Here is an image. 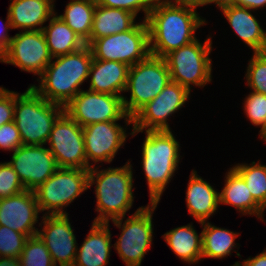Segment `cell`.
<instances>
[{
	"label": "cell",
	"mask_w": 266,
	"mask_h": 266,
	"mask_svg": "<svg viewBox=\"0 0 266 266\" xmlns=\"http://www.w3.org/2000/svg\"><path fill=\"white\" fill-rule=\"evenodd\" d=\"M89 46L93 59L118 61L131 67L150 55L147 22L143 20L128 31L95 39Z\"/></svg>",
	"instance_id": "9"
},
{
	"label": "cell",
	"mask_w": 266,
	"mask_h": 266,
	"mask_svg": "<svg viewBox=\"0 0 266 266\" xmlns=\"http://www.w3.org/2000/svg\"><path fill=\"white\" fill-rule=\"evenodd\" d=\"M44 228L37 235L45 243L55 266H73L77 245L68 214L43 215Z\"/></svg>",
	"instance_id": "16"
},
{
	"label": "cell",
	"mask_w": 266,
	"mask_h": 266,
	"mask_svg": "<svg viewBox=\"0 0 266 266\" xmlns=\"http://www.w3.org/2000/svg\"><path fill=\"white\" fill-rule=\"evenodd\" d=\"M198 6L184 2L156 0L146 19L149 29L150 55L164 57L188 45L205 20L196 13Z\"/></svg>",
	"instance_id": "1"
},
{
	"label": "cell",
	"mask_w": 266,
	"mask_h": 266,
	"mask_svg": "<svg viewBox=\"0 0 266 266\" xmlns=\"http://www.w3.org/2000/svg\"><path fill=\"white\" fill-rule=\"evenodd\" d=\"M244 110L255 126L261 125L260 137L266 136V94L252 91L244 101Z\"/></svg>",
	"instance_id": "32"
},
{
	"label": "cell",
	"mask_w": 266,
	"mask_h": 266,
	"mask_svg": "<svg viewBox=\"0 0 266 266\" xmlns=\"http://www.w3.org/2000/svg\"><path fill=\"white\" fill-rule=\"evenodd\" d=\"M190 91L174 81H169L161 93L146 103L133 116V136L138 132L171 130L167 117L177 112L189 99Z\"/></svg>",
	"instance_id": "13"
},
{
	"label": "cell",
	"mask_w": 266,
	"mask_h": 266,
	"mask_svg": "<svg viewBox=\"0 0 266 266\" xmlns=\"http://www.w3.org/2000/svg\"><path fill=\"white\" fill-rule=\"evenodd\" d=\"M130 66L118 62L93 59L89 76V90L105 94L120 95L125 92Z\"/></svg>",
	"instance_id": "20"
},
{
	"label": "cell",
	"mask_w": 266,
	"mask_h": 266,
	"mask_svg": "<svg viewBox=\"0 0 266 266\" xmlns=\"http://www.w3.org/2000/svg\"><path fill=\"white\" fill-rule=\"evenodd\" d=\"M28 238L25 234L0 225V256L19 258Z\"/></svg>",
	"instance_id": "34"
},
{
	"label": "cell",
	"mask_w": 266,
	"mask_h": 266,
	"mask_svg": "<svg viewBox=\"0 0 266 266\" xmlns=\"http://www.w3.org/2000/svg\"><path fill=\"white\" fill-rule=\"evenodd\" d=\"M239 266H266V249L256 257L244 260Z\"/></svg>",
	"instance_id": "41"
},
{
	"label": "cell",
	"mask_w": 266,
	"mask_h": 266,
	"mask_svg": "<svg viewBox=\"0 0 266 266\" xmlns=\"http://www.w3.org/2000/svg\"><path fill=\"white\" fill-rule=\"evenodd\" d=\"M64 112V106L49 102L31 86L16 93L14 122L23 145H43L48 142L53 124Z\"/></svg>",
	"instance_id": "5"
},
{
	"label": "cell",
	"mask_w": 266,
	"mask_h": 266,
	"mask_svg": "<svg viewBox=\"0 0 266 266\" xmlns=\"http://www.w3.org/2000/svg\"><path fill=\"white\" fill-rule=\"evenodd\" d=\"M233 0H211L210 3H215L218 7L226 4H231Z\"/></svg>",
	"instance_id": "44"
},
{
	"label": "cell",
	"mask_w": 266,
	"mask_h": 266,
	"mask_svg": "<svg viewBox=\"0 0 266 266\" xmlns=\"http://www.w3.org/2000/svg\"><path fill=\"white\" fill-rule=\"evenodd\" d=\"M239 262H235V264L233 266H239Z\"/></svg>",
	"instance_id": "45"
},
{
	"label": "cell",
	"mask_w": 266,
	"mask_h": 266,
	"mask_svg": "<svg viewBox=\"0 0 266 266\" xmlns=\"http://www.w3.org/2000/svg\"><path fill=\"white\" fill-rule=\"evenodd\" d=\"M236 34L254 53L266 52V31L246 7L226 4L219 7Z\"/></svg>",
	"instance_id": "19"
},
{
	"label": "cell",
	"mask_w": 266,
	"mask_h": 266,
	"mask_svg": "<svg viewBox=\"0 0 266 266\" xmlns=\"http://www.w3.org/2000/svg\"><path fill=\"white\" fill-rule=\"evenodd\" d=\"M26 190L34 191L59 168L49 147L22 145L9 162Z\"/></svg>",
	"instance_id": "15"
},
{
	"label": "cell",
	"mask_w": 266,
	"mask_h": 266,
	"mask_svg": "<svg viewBox=\"0 0 266 266\" xmlns=\"http://www.w3.org/2000/svg\"><path fill=\"white\" fill-rule=\"evenodd\" d=\"M52 58L43 31L28 30L12 37L9 46L0 55V62L40 76Z\"/></svg>",
	"instance_id": "14"
},
{
	"label": "cell",
	"mask_w": 266,
	"mask_h": 266,
	"mask_svg": "<svg viewBox=\"0 0 266 266\" xmlns=\"http://www.w3.org/2000/svg\"><path fill=\"white\" fill-rule=\"evenodd\" d=\"M40 213L34 191L23 192L0 199V225L7 226L28 237L37 235L34 227Z\"/></svg>",
	"instance_id": "18"
},
{
	"label": "cell",
	"mask_w": 266,
	"mask_h": 266,
	"mask_svg": "<svg viewBox=\"0 0 266 266\" xmlns=\"http://www.w3.org/2000/svg\"><path fill=\"white\" fill-rule=\"evenodd\" d=\"M43 33L52 57L66 55L80 50L85 42L56 13L48 26H43Z\"/></svg>",
	"instance_id": "26"
},
{
	"label": "cell",
	"mask_w": 266,
	"mask_h": 266,
	"mask_svg": "<svg viewBox=\"0 0 266 266\" xmlns=\"http://www.w3.org/2000/svg\"><path fill=\"white\" fill-rule=\"evenodd\" d=\"M117 121H105L83 127V137L87 158V170L92 165L89 161L110 163L118 149L126 141L127 133Z\"/></svg>",
	"instance_id": "17"
},
{
	"label": "cell",
	"mask_w": 266,
	"mask_h": 266,
	"mask_svg": "<svg viewBox=\"0 0 266 266\" xmlns=\"http://www.w3.org/2000/svg\"><path fill=\"white\" fill-rule=\"evenodd\" d=\"M0 266H20V261L16 257H0Z\"/></svg>",
	"instance_id": "42"
},
{
	"label": "cell",
	"mask_w": 266,
	"mask_h": 266,
	"mask_svg": "<svg viewBox=\"0 0 266 266\" xmlns=\"http://www.w3.org/2000/svg\"><path fill=\"white\" fill-rule=\"evenodd\" d=\"M24 185L9 162L0 163V199L23 192Z\"/></svg>",
	"instance_id": "35"
},
{
	"label": "cell",
	"mask_w": 266,
	"mask_h": 266,
	"mask_svg": "<svg viewBox=\"0 0 266 266\" xmlns=\"http://www.w3.org/2000/svg\"><path fill=\"white\" fill-rule=\"evenodd\" d=\"M171 81L167 64L162 57L149 55L145 60L130 67L125 91H130L128 101L123 96L127 115L133 116L146 103L158 96Z\"/></svg>",
	"instance_id": "6"
},
{
	"label": "cell",
	"mask_w": 266,
	"mask_h": 266,
	"mask_svg": "<svg viewBox=\"0 0 266 266\" xmlns=\"http://www.w3.org/2000/svg\"><path fill=\"white\" fill-rule=\"evenodd\" d=\"M192 171L186 192V203L189 213L199 222H206L216 212L219 203V192Z\"/></svg>",
	"instance_id": "23"
},
{
	"label": "cell",
	"mask_w": 266,
	"mask_h": 266,
	"mask_svg": "<svg viewBox=\"0 0 266 266\" xmlns=\"http://www.w3.org/2000/svg\"><path fill=\"white\" fill-rule=\"evenodd\" d=\"M19 261L20 266H55L49 250L38 235L27 239Z\"/></svg>",
	"instance_id": "31"
},
{
	"label": "cell",
	"mask_w": 266,
	"mask_h": 266,
	"mask_svg": "<svg viewBox=\"0 0 266 266\" xmlns=\"http://www.w3.org/2000/svg\"><path fill=\"white\" fill-rule=\"evenodd\" d=\"M16 92L0 87V126L14 121Z\"/></svg>",
	"instance_id": "38"
},
{
	"label": "cell",
	"mask_w": 266,
	"mask_h": 266,
	"mask_svg": "<svg viewBox=\"0 0 266 266\" xmlns=\"http://www.w3.org/2000/svg\"><path fill=\"white\" fill-rule=\"evenodd\" d=\"M142 145V166L150 203H158L179 163V143L171 130L147 131Z\"/></svg>",
	"instance_id": "4"
},
{
	"label": "cell",
	"mask_w": 266,
	"mask_h": 266,
	"mask_svg": "<svg viewBox=\"0 0 266 266\" xmlns=\"http://www.w3.org/2000/svg\"><path fill=\"white\" fill-rule=\"evenodd\" d=\"M130 162L123 167L99 170L94 165L89 169V187L95 185L99 215L94 223H107L110 219L125 217L133 204V173ZM96 178V179H95ZM96 181V182H95Z\"/></svg>",
	"instance_id": "3"
},
{
	"label": "cell",
	"mask_w": 266,
	"mask_h": 266,
	"mask_svg": "<svg viewBox=\"0 0 266 266\" xmlns=\"http://www.w3.org/2000/svg\"><path fill=\"white\" fill-rule=\"evenodd\" d=\"M40 75V85L31 87L44 99L67 105L80 91L79 86L89 78L93 54L89 45L80 50L53 57Z\"/></svg>",
	"instance_id": "2"
},
{
	"label": "cell",
	"mask_w": 266,
	"mask_h": 266,
	"mask_svg": "<svg viewBox=\"0 0 266 266\" xmlns=\"http://www.w3.org/2000/svg\"><path fill=\"white\" fill-rule=\"evenodd\" d=\"M250 165L237 164L232 168L243 178L253 199L265 210L266 165H261L260 162H252Z\"/></svg>",
	"instance_id": "30"
},
{
	"label": "cell",
	"mask_w": 266,
	"mask_h": 266,
	"mask_svg": "<svg viewBox=\"0 0 266 266\" xmlns=\"http://www.w3.org/2000/svg\"><path fill=\"white\" fill-rule=\"evenodd\" d=\"M64 111L81 127L105 121H118L125 118L126 125L132 123L123 106V96L81 90L67 105Z\"/></svg>",
	"instance_id": "11"
},
{
	"label": "cell",
	"mask_w": 266,
	"mask_h": 266,
	"mask_svg": "<svg viewBox=\"0 0 266 266\" xmlns=\"http://www.w3.org/2000/svg\"><path fill=\"white\" fill-rule=\"evenodd\" d=\"M156 0H96V4L108 8H118L129 11L137 16L141 10L145 13V21Z\"/></svg>",
	"instance_id": "36"
},
{
	"label": "cell",
	"mask_w": 266,
	"mask_h": 266,
	"mask_svg": "<svg viewBox=\"0 0 266 266\" xmlns=\"http://www.w3.org/2000/svg\"><path fill=\"white\" fill-rule=\"evenodd\" d=\"M211 51L212 41L209 36L204 44L196 39L166 54L163 58L170 72V79L189 91L192 84L205 86L212 77V61L209 58Z\"/></svg>",
	"instance_id": "7"
},
{
	"label": "cell",
	"mask_w": 266,
	"mask_h": 266,
	"mask_svg": "<svg viewBox=\"0 0 266 266\" xmlns=\"http://www.w3.org/2000/svg\"><path fill=\"white\" fill-rule=\"evenodd\" d=\"M203 227L202 234V258L210 257L221 259L231 254L235 246V239L239 233L219 228L209 222L200 223Z\"/></svg>",
	"instance_id": "29"
},
{
	"label": "cell",
	"mask_w": 266,
	"mask_h": 266,
	"mask_svg": "<svg viewBox=\"0 0 266 266\" xmlns=\"http://www.w3.org/2000/svg\"><path fill=\"white\" fill-rule=\"evenodd\" d=\"M6 24L4 25V27H2L3 31L0 30V55L2 54V52L9 46L10 41L12 39V37H9V35H7V29H11V22H10V18L8 16L7 13V20L5 22Z\"/></svg>",
	"instance_id": "39"
},
{
	"label": "cell",
	"mask_w": 266,
	"mask_h": 266,
	"mask_svg": "<svg viewBox=\"0 0 266 266\" xmlns=\"http://www.w3.org/2000/svg\"><path fill=\"white\" fill-rule=\"evenodd\" d=\"M224 186L219 192V203L232 205L243 215H257L263 219L264 209L253 199L245 181L233 168L227 172Z\"/></svg>",
	"instance_id": "24"
},
{
	"label": "cell",
	"mask_w": 266,
	"mask_h": 266,
	"mask_svg": "<svg viewBox=\"0 0 266 266\" xmlns=\"http://www.w3.org/2000/svg\"><path fill=\"white\" fill-rule=\"evenodd\" d=\"M22 145L20 133L14 121L0 126V149L15 151Z\"/></svg>",
	"instance_id": "37"
},
{
	"label": "cell",
	"mask_w": 266,
	"mask_h": 266,
	"mask_svg": "<svg viewBox=\"0 0 266 266\" xmlns=\"http://www.w3.org/2000/svg\"><path fill=\"white\" fill-rule=\"evenodd\" d=\"M89 188V170L58 168L34 193L40 212L58 215L68 214L63 207Z\"/></svg>",
	"instance_id": "8"
},
{
	"label": "cell",
	"mask_w": 266,
	"mask_h": 266,
	"mask_svg": "<svg viewBox=\"0 0 266 266\" xmlns=\"http://www.w3.org/2000/svg\"><path fill=\"white\" fill-rule=\"evenodd\" d=\"M245 77L254 92L266 94V52L254 53Z\"/></svg>",
	"instance_id": "33"
},
{
	"label": "cell",
	"mask_w": 266,
	"mask_h": 266,
	"mask_svg": "<svg viewBox=\"0 0 266 266\" xmlns=\"http://www.w3.org/2000/svg\"><path fill=\"white\" fill-rule=\"evenodd\" d=\"M135 18L136 16L129 11L96 4L90 34V44L95 39L130 30L136 24L134 22Z\"/></svg>",
	"instance_id": "25"
},
{
	"label": "cell",
	"mask_w": 266,
	"mask_h": 266,
	"mask_svg": "<svg viewBox=\"0 0 266 266\" xmlns=\"http://www.w3.org/2000/svg\"><path fill=\"white\" fill-rule=\"evenodd\" d=\"M96 1L71 0L66 5L64 14L59 17L85 42L90 45V34Z\"/></svg>",
	"instance_id": "28"
},
{
	"label": "cell",
	"mask_w": 266,
	"mask_h": 266,
	"mask_svg": "<svg viewBox=\"0 0 266 266\" xmlns=\"http://www.w3.org/2000/svg\"><path fill=\"white\" fill-rule=\"evenodd\" d=\"M157 204L150 203L148 206L139 207L130 218L124 221V224H122L124 217L112 220L116 227L122 229L114 247L126 266H140L145 253L151 247L152 213Z\"/></svg>",
	"instance_id": "10"
},
{
	"label": "cell",
	"mask_w": 266,
	"mask_h": 266,
	"mask_svg": "<svg viewBox=\"0 0 266 266\" xmlns=\"http://www.w3.org/2000/svg\"><path fill=\"white\" fill-rule=\"evenodd\" d=\"M231 4L257 10L258 8L266 6V0H233Z\"/></svg>",
	"instance_id": "40"
},
{
	"label": "cell",
	"mask_w": 266,
	"mask_h": 266,
	"mask_svg": "<svg viewBox=\"0 0 266 266\" xmlns=\"http://www.w3.org/2000/svg\"><path fill=\"white\" fill-rule=\"evenodd\" d=\"M110 249L109 222H93L88 236L77 250L73 266H105L109 262Z\"/></svg>",
	"instance_id": "22"
},
{
	"label": "cell",
	"mask_w": 266,
	"mask_h": 266,
	"mask_svg": "<svg viewBox=\"0 0 266 266\" xmlns=\"http://www.w3.org/2000/svg\"><path fill=\"white\" fill-rule=\"evenodd\" d=\"M163 237L181 260L193 264L202 259V234L199 237L192 225L174 228Z\"/></svg>",
	"instance_id": "27"
},
{
	"label": "cell",
	"mask_w": 266,
	"mask_h": 266,
	"mask_svg": "<svg viewBox=\"0 0 266 266\" xmlns=\"http://www.w3.org/2000/svg\"><path fill=\"white\" fill-rule=\"evenodd\" d=\"M8 8L12 29L43 30L44 22L54 13V0H10Z\"/></svg>",
	"instance_id": "21"
},
{
	"label": "cell",
	"mask_w": 266,
	"mask_h": 266,
	"mask_svg": "<svg viewBox=\"0 0 266 266\" xmlns=\"http://www.w3.org/2000/svg\"><path fill=\"white\" fill-rule=\"evenodd\" d=\"M174 1H177V2H184V3H187V4H193V5H196V6H205L206 4H209L211 0H174Z\"/></svg>",
	"instance_id": "43"
},
{
	"label": "cell",
	"mask_w": 266,
	"mask_h": 266,
	"mask_svg": "<svg viewBox=\"0 0 266 266\" xmlns=\"http://www.w3.org/2000/svg\"><path fill=\"white\" fill-rule=\"evenodd\" d=\"M48 143L59 168L87 169L83 127L65 111L53 124Z\"/></svg>",
	"instance_id": "12"
}]
</instances>
